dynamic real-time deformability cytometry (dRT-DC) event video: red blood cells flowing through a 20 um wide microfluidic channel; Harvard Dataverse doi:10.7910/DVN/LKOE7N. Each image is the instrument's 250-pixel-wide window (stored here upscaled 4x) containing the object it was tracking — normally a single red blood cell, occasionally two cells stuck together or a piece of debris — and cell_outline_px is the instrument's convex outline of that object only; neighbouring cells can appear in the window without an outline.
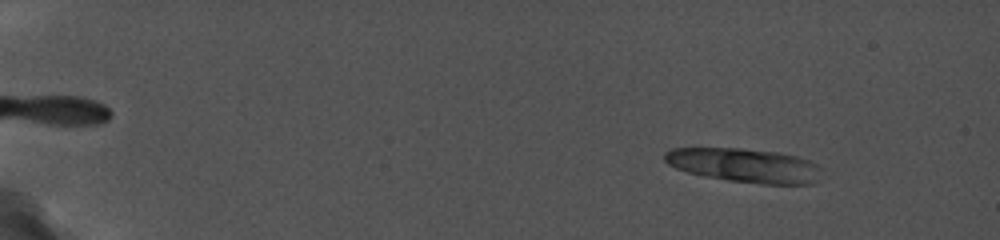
{"species": "common noctule bat (a hibernating species)", "species_latin": "Nyctalus noctula", "temperature_condition": "cold", "stored_images_in_passage": 15, "camera_frame_rate_fps": 5000, "um_per_image_px": 0.085, "animal": {"sex": "female", "body_mass_g": 19.0, "forearm_length_mm": 56.7}, "frame": {"image": 1, "passage_image": 8, "time_ms": 2.4, "image_size_px": [1000, 240], "cell_outline_px": [[820, 180], [812, 184], [764, 184], [728, 180], [704, 176], [688, 172], [676, 168], [668, 164], [664, 160], [664, 152], [672, 148], [740, 148], [776, 152], [796, 156], [808, 160], [816, 164], [820, 168]], "centroid_in_image_um": [63.28, 14.06], "position_along_channel_um": 21.7, "area_um2": 31.15}}